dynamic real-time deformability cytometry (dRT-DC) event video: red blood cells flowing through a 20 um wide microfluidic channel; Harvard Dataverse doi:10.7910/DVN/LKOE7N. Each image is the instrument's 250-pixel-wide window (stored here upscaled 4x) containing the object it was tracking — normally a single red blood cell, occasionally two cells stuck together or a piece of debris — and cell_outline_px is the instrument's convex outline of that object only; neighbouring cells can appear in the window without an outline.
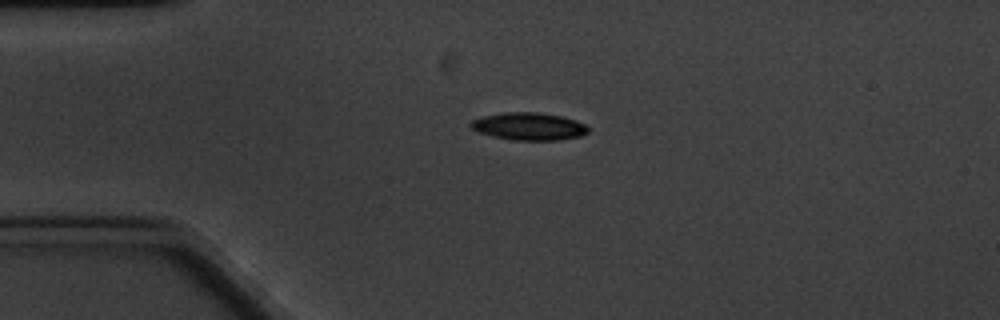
{"species": "common noctule bat (a hibernating species)", "species_latin": "Nyctalus noctula", "temperature_condition": "cold", "stored_images_in_passage": 4, "camera_frame_rate_fps": 3000, "um_per_image_px": 0.085, "animal": {"sex": "male", "body_mass_g": 20.1, "forearm_length_mm": 53.5}, "frame": {"image": 1, "passage_image": 2, "time_ms": 1.333, "image_size_px": [1000, 320], "cell_outline_px": [[588, 132], [580, 136], [560, 140], [512, 140], [492, 136], [480, 132], [472, 128], [468, 124], [472, 120], [480, 116], [504, 112], [540, 112], [560, 116], [576, 120], [584, 124], [588, 128]], "centroid_in_image_um": [44.93, 10.73], "position_along_channel_um": 40.1, "area_um2": 18.9}}